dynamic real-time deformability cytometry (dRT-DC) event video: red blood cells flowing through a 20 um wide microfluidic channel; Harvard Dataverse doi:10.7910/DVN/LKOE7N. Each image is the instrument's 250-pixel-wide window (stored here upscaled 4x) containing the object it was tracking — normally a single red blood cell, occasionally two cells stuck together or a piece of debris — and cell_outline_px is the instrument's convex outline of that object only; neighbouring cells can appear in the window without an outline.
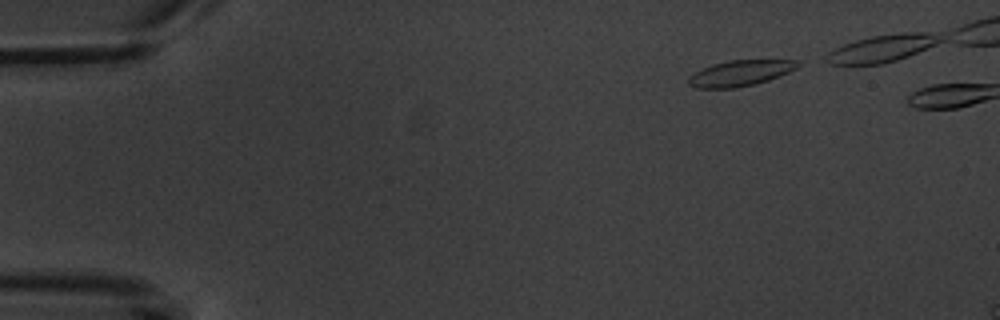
{"species": "common noctule bat (a hibernating species)", "species_latin": "Nyctalus noctula", "temperature_condition": "warm", "stored_images_in_passage": 2, "camera_frame_rate_fps": 3000, "um_per_image_px": 0.085, "animal": {"sex": "male", "body_mass_g": 20.1, "forearm_length_mm": 53.5}, "frame": {"image": 1, "passage_image": 1, "time_ms": 0.0, "image_size_px": [1000, 320], "cell_outline_px": [[800, 64], [796, 68], [780, 76], [756, 84], [736, 88], [696, 88], [688, 84], [688, 76], [712, 64], [728, 60], [800, 60]], "centroid_in_image_um": [62.92, 6.22], "position_along_channel_um": 22.1, "area_um2": 16.42}}